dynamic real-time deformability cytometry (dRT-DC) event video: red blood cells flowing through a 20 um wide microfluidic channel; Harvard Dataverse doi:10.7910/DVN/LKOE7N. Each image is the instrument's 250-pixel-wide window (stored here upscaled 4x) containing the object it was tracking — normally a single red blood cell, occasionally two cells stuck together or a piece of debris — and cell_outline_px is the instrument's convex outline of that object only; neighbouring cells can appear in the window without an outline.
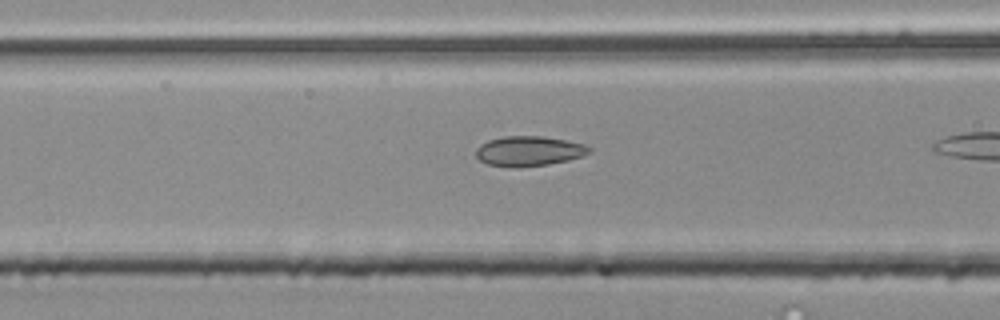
{"species": "common noctule bat (a hibernating species)", "species_latin": "Nyctalus noctula", "temperature_condition": "room temperature", "stored_images_in_passage": 39, "camera_frame_rate_fps": 3000, "um_per_image_px": 0.085, "animal": {"sex": "male", "body_mass_g": 20.4}, "frame": {"image": 1, "passage_image": 19, "time_ms": 6.0, "image_size_px": [1000, 320], "cell_outline_px": [[592, 148], [588, 152], [580, 156], [568, 160], [548, 164], [520, 168], [488, 164], [480, 160], [476, 156], [476, 148], [480, 144], [488, 140], [504, 136], [540, 136], [564, 140], [584, 144]], "centroid_in_image_um": [44.91, 12.84], "position_along_channel_um": 121.7, "area_um2": 19.59}}
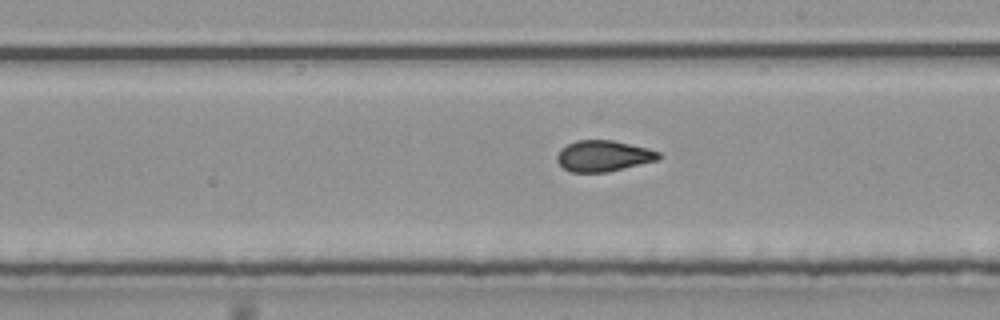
{"frame": {"image": 2, "passage_image": 28, "time_ms": 9.0, "image_size_px": [1000, 320], "cell_outline_px": [[660, 160], [608, 172], [572, 172], [564, 168], [556, 160], [556, 156], [560, 148], [576, 140], [612, 140], [648, 148], [660, 152]], "centroid_in_image_um": [51.3, 13.25], "position_along_channel_um": 237.7, "area_um2": 18.5}}
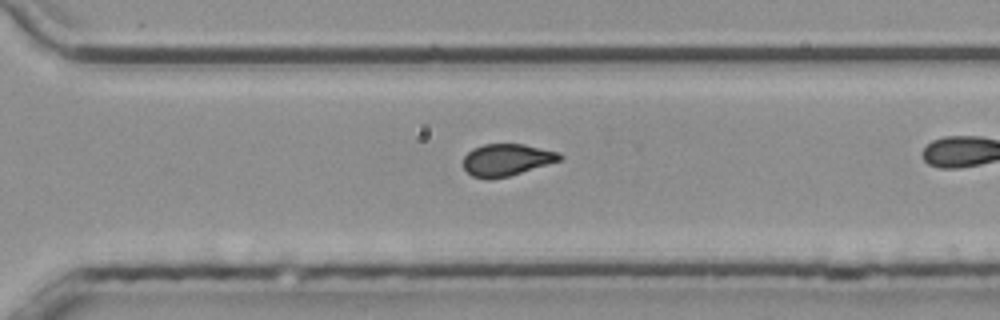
{"frame": {"image": 3, "passage_image": 35, "time_ms": 11.333, "image_size_px": [1000, 320], "cell_outline_px": [[564, 156], [560, 160], [548, 164], [508, 176], [488, 180], [472, 176], [464, 168], [464, 156], [472, 148], [484, 144], [524, 144], [560, 152]], "centroid_in_image_um": [43.06, 13.58], "position_along_channel_um": 327.5, "area_um2": 17.98}}